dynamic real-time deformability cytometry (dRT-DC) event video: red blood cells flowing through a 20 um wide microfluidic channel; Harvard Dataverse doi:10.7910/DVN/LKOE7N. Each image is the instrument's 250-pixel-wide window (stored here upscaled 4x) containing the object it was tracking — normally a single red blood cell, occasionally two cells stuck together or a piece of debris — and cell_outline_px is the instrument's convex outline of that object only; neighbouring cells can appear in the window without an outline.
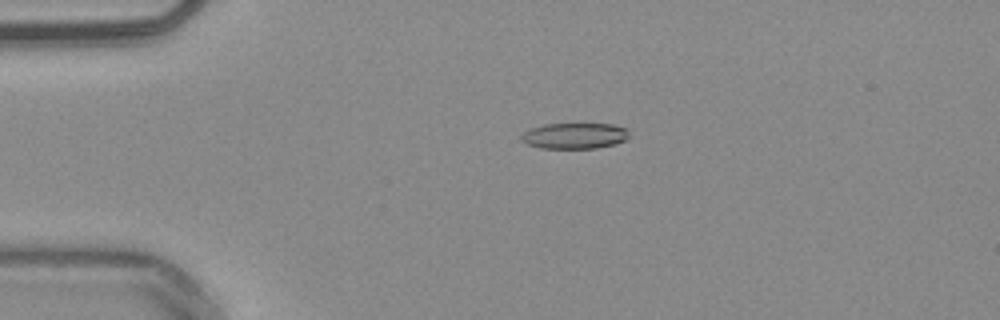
{"species": "common noctule bat (a hibernating species)", "species_latin": "Nyctalus noctula", "temperature_condition": "warm", "stored_images_in_passage": 47, "camera_frame_rate_fps": 3000, "um_per_image_px": 0.085, "animal": {"sex": "male", "body_mass_g": 20.4}, "frame": {"image": 1, "passage_image": 6, "time_ms": 1.667, "image_size_px": [1000, 320], "cell_outline_px": [[628, 136], [624, 140], [616, 144], [596, 148], [540, 148], [528, 144], [520, 140], [520, 136], [524, 132], [532, 128], [544, 124], [616, 124], [628, 128]], "centroid_in_image_um": [48.86, 11.54], "position_along_channel_um": 36.1, "area_um2": 16.3}}
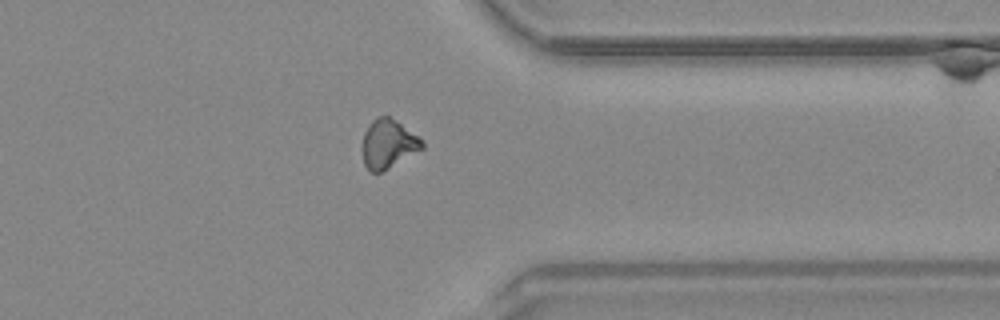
{"frame": {"image": 2, "passage_image": 36, "time_ms": 11.667, "image_size_px": [1000, 320], "cell_outline_px": [[424, 148], [380, 172], [368, 172], [364, 164], [364, 132], [368, 124], [376, 116], [388, 116], [396, 120], [424, 140]], "centroid_in_image_um": [33.01, 12.21], "position_along_channel_um": 378.4, "area_um2": 16.82}}
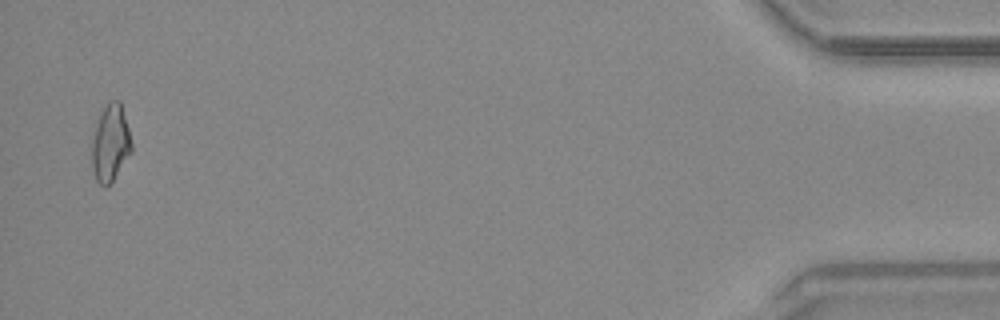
{"frame": {"image": 3, "passage_image": 46, "time_ms": 15.0, "image_size_px": [1000, 320], "cell_outline_px": [[132, 152], [112, 180], [104, 188], [96, 180], [92, 168], [92, 140], [96, 124], [108, 100], [120, 100], [128, 128], [132, 144]], "centroid_in_image_um": [9.39, 12.16], "position_along_channel_um": 425.8, "area_um2": 17.57}}